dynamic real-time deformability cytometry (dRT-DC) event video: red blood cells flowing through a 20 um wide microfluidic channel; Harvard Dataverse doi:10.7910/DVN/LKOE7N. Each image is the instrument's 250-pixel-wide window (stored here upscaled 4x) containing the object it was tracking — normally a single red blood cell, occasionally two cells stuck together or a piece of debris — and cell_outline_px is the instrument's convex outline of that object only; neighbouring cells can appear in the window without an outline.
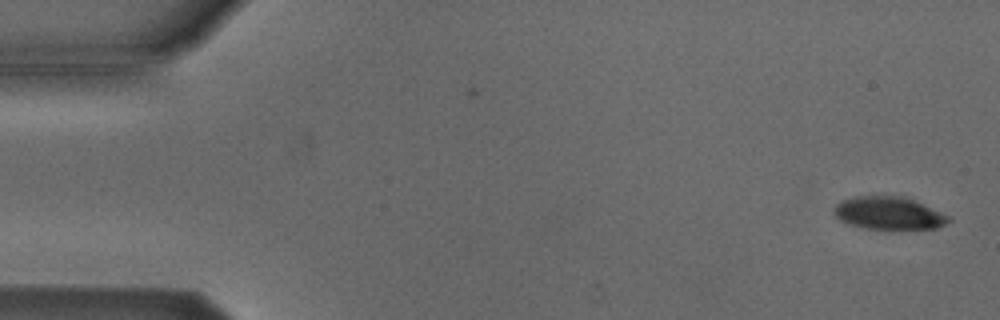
{"species": "Egyptian fruit bat (a non-hibernating species)", "species_latin": "Rousettus aegyptiacus", "temperature_condition": "cold", "stored_images_in_passage": 53, "camera_frame_rate_fps": 3000, "um_per_image_px": 0.085, "animal": {"sex": "male"}, "frame": {"image": 1, "passage_image": 1, "time_ms": 0.0, "image_size_px": [1000, 320], "cell_outline_px": [[952, 220], [936, 228], [864, 228], [840, 220], [832, 212], [832, 208], [840, 200], [852, 196], [900, 196], [912, 200], [940, 212], [948, 216]], "centroid_in_image_um": [75.46, 18.1], "position_along_channel_um": 9.5, "area_um2": 21.39}}
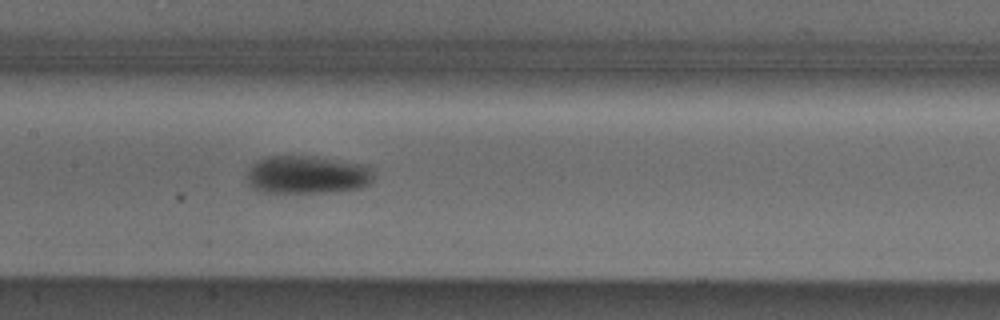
{"frame": {"image": 2, "passage_image": 25, "time_ms": 8.0, "image_size_px": [1000, 320], "cell_outline_px": [[372, 180], [368, 184], [360, 188], [324, 192], [264, 192], [252, 188], [248, 184], [244, 176], [248, 168], [256, 160], [268, 156], [316, 156], [364, 164], [372, 172]], "centroid_in_image_um": [26.02, 14.84], "position_along_channel_um": 181.4, "area_um2": 28.26}}
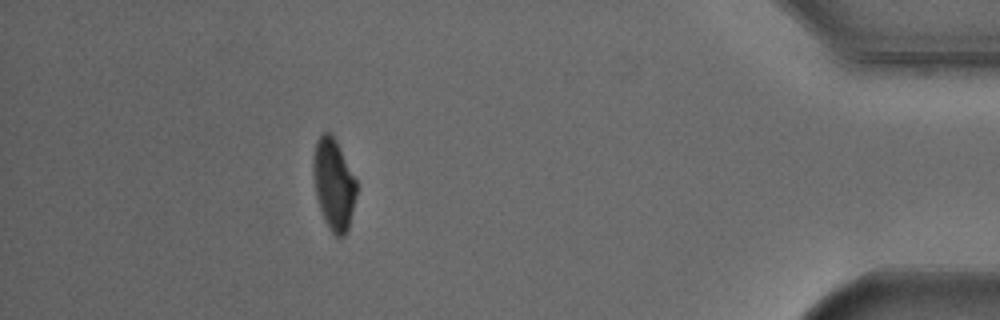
{"frame": {"image": 3, "passage_image": 47, "time_ms": 15.333, "image_size_px": [1000, 320], "cell_outline_px": [[356, 196], [348, 228], [344, 236], [336, 236], [332, 232], [324, 220], [316, 196], [312, 172], [312, 160], [316, 140], [324, 132], [328, 132], [332, 136], [356, 180]], "centroid_in_image_um": [28.33, 15.68], "position_along_channel_um": 406.9, "area_um2": 22.48}, "authors_computed_cell_mechanics": {"area_um2": 25.0852, "velocity_mm_per_s": 3.82, "shape_relaxation_time_tau1_ms": 1.7252, "shape_relaxation_time_tau2_ms": null, "deformation_change_tau1": 0.105, "deformation_change_tau2": null}}